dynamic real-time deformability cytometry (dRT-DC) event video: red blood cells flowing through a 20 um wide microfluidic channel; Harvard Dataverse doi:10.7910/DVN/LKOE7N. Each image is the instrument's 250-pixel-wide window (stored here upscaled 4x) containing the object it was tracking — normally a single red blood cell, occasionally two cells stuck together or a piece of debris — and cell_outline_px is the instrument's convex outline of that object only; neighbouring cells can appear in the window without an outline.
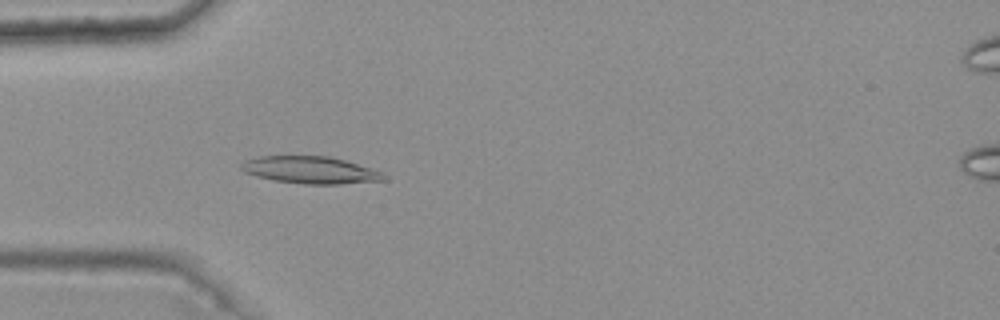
{"species": "common noctule bat (a hibernating species)", "species_latin": "Nyctalus noctula", "temperature_condition": "warm", "stored_images_in_passage": 6, "camera_frame_rate_fps": 3000, "um_per_image_px": 0.085, "animal": {"sex": "female", "body_mass_g": 25.1}, "frame": {"image": 1, "passage_image": 5, "time_ms": 1.333, "image_size_px": [1000, 320], "cell_outline_px": [[388, 180], [340, 184], [304, 184], [272, 180], [256, 176], [244, 172], [240, 168], [240, 164], [244, 160], [256, 156], [328, 156], [344, 160], [372, 168], [384, 172]], "centroid_in_image_um": [26.39, 14.45], "position_along_channel_um": 58.6, "area_um2": 22.83}}